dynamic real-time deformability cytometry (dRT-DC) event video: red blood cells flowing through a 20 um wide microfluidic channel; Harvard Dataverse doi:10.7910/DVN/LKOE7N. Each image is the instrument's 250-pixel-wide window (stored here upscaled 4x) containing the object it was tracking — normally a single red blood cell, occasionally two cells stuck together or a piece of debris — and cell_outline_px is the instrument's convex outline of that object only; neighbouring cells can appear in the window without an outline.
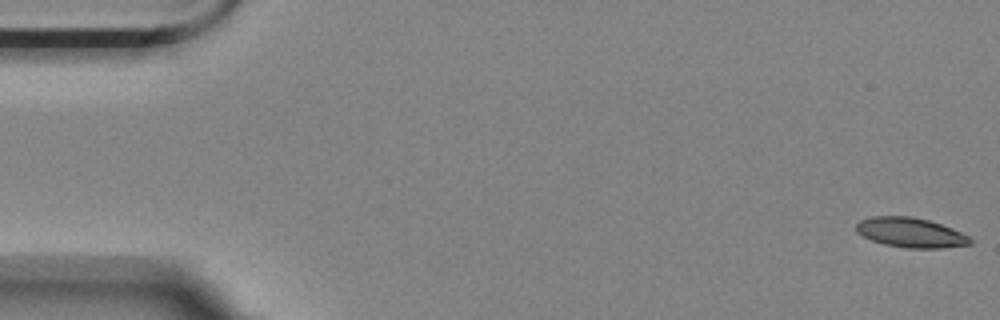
{"species": "Egyptian fruit bat (a non-hibernating species)", "species_latin": "Rousettus aegyptiacus", "temperature_condition": "room temperature", "stored_images_in_passage": 58, "camera_frame_rate_fps": 3000, "um_per_image_px": 0.085, "animal": {"sex": "female"}, "frame": {"image": 1, "passage_image": 1, "time_ms": 0.0, "image_size_px": [1000, 320], "cell_outline_px": [[972, 244], [940, 248], [908, 248], [884, 244], [872, 240], [856, 232], [856, 224], [860, 220], [872, 216], [912, 216], [928, 220], [952, 228], [968, 236], [972, 240]], "centroid_in_image_um": [77.39, 19.76], "position_along_channel_um": 7.6, "area_um2": 19.65}}
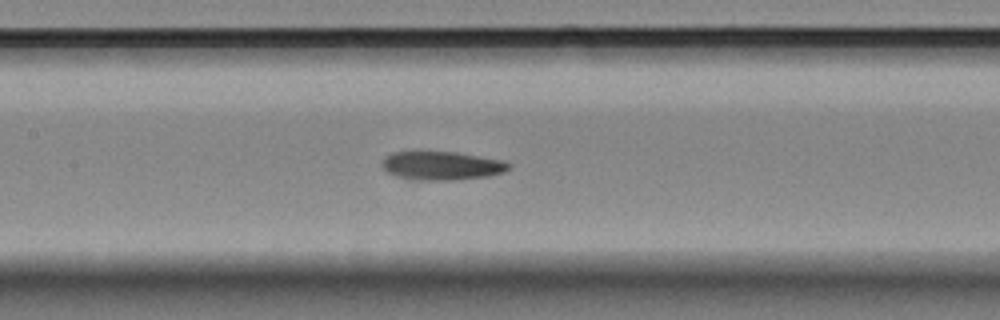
{"frame": {"image": 2, "passage_image": 26, "time_ms": 8.333, "image_size_px": [1000, 320], "cell_outline_px": [[512, 168], [504, 172], [488, 176], [452, 180], [412, 180], [396, 176], [388, 172], [380, 164], [384, 156], [392, 152], [456, 152], [504, 160], [512, 164]], "centroid_in_image_um": [37.56, 14.08], "position_along_channel_um": 169.8, "area_um2": 21.33}}
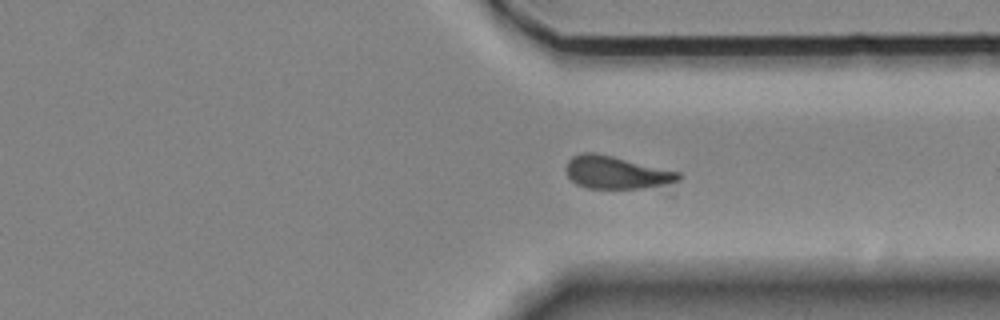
{"frame": {"image": 3, "passage_image": 42, "time_ms": 13.667, "image_size_px": [1000, 320], "cell_outline_px": [[684, 176], [676, 196], [668, 196], [588, 188], [576, 184], [568, 176], [564, 168], [568, 160], [572, 156], [580, 152], [596, 152], [680, 172]], "centroid_in_image_um": [52.85, 14.87], "position_along_channel_um": 358.6, "area_um2": 25.43}}